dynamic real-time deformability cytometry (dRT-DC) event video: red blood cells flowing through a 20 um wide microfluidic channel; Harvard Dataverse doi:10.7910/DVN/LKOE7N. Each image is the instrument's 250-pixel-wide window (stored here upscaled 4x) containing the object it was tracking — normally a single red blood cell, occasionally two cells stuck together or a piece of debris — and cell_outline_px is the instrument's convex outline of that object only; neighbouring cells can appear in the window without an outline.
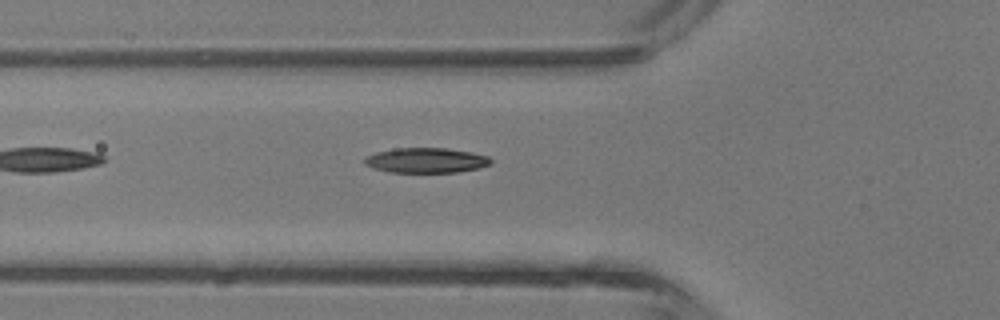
{"species": "common noctule bat (a hibernating species)", "species_latin": "Nyctalus noctula", "temperature_condition": "room temperature", "stored_images_in_passage": 4, "camera_frame_rate_fps": 3000, "um_per_image_px": 0.085, "animal": {"sex": "male", "body_mass_g": 13.3}, "frame": {"image": 1, "passage_image": 4, "time_ms": 4.667, "image_size_px": [1000, 320], "cell_outline_px": [[492, 164], [480, 168], [460, 172], [388, 172], [372, 168], [364, 164], [364, 156], [376, 152], [396, 148], [448, 148], [472, 152], [488, 156], [492, 160]], "centroid_in_image_um": [36.22, 13.63], "position_along_channel_um": 89.6, "area_um2": 18.67}}